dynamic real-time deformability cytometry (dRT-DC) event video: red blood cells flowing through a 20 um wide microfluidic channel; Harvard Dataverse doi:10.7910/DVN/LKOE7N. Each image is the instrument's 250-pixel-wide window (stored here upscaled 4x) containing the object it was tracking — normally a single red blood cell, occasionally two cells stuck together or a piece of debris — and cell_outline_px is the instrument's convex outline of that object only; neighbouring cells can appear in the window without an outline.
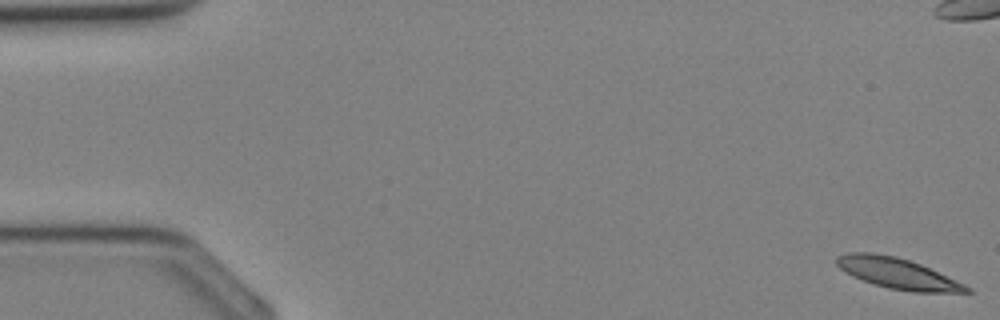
{"species": "Egyptian fruit bat (a non-hibernating species)", "species_latin": "Rousettus aegyptiacus", "temperature_condition": "cold", "stored_images_in_passage": 11, "camera_frame_rate_fps": 3000, "um_per_image_px": 0.085, "animal": {"sex": "female"}, "frame": {"image": 1, "passage_image": 1, "time_ms": 0.0, "image_size_px": [1000, 320], "cell_outline_px": [[972, 292], [912, 292], [888, 288], [852, 276], [840, 268], [836, 264], [836, 256], [848, 252], [872, 252], [896, 256], [920, 264], [964, 284], [972, 288]], "centroid_in_image_um": [76.27, 23.23], "position_along_channel_um": 8.7, "area_um2": 23.0}}